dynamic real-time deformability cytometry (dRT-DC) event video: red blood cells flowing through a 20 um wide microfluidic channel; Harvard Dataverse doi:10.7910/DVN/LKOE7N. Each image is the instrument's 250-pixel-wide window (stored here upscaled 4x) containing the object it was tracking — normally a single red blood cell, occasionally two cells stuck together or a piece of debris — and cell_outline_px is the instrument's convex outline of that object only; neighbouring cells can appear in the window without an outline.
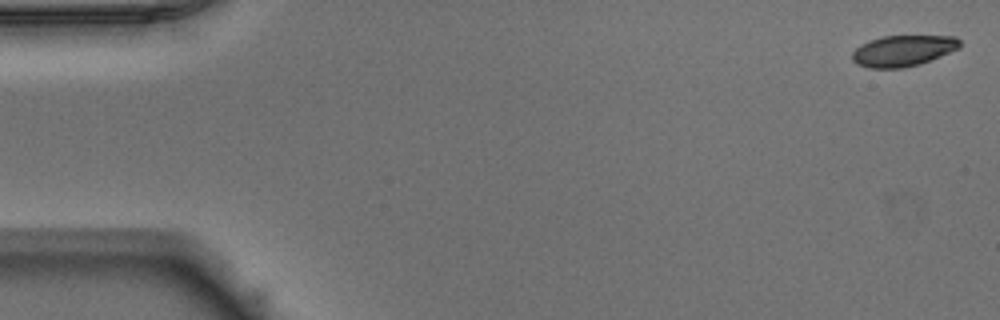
{"species": "Egyptian fruit bat (a non-hibernating species)", "species_latin": "Rousettus aegyptiacus", "temperature_condition": "warm", "stored_images_in_passage": 50, "camera_frame_rate_fps": 3000, "um_per_image_px": 0.085, "animal": {"sex": "male"}, "frame": {"image": 1, "passage_image": 1, "time_ms": 0.0, "image_size_px": [1000, 320], "cell_outline_px": [[960, 48], [920, 64], [904, 68], [868, 68], [856, 64], [852, 60], [852, 52], [860, 44], [868, 40], [884, 36], [956, 36], [960, 40]], "centroid_in_image_um": [76.73, 4.31], "position_along_channel_um": 8.3, "area_um2": 19.59}}
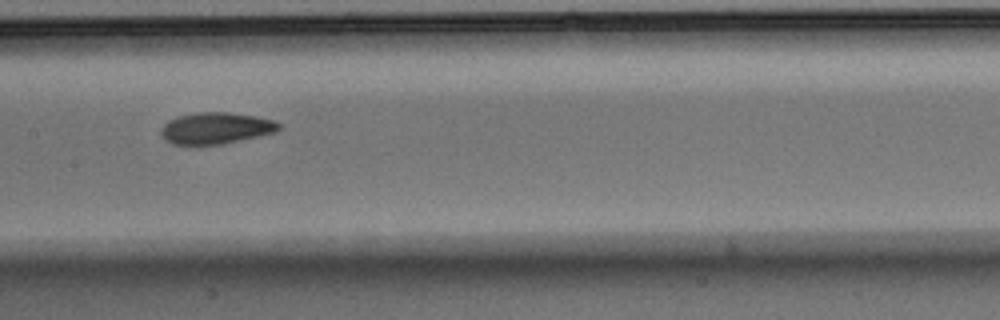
{"frame": {"image": 2, "passage_image": 25, "time_ms": 8.0, "image_size_px": [1000, 320], "cell_outline_px": [[280, 128], [276, 132], [224, 144], [196, 148], [172, 144], [164, 140], [160, 132], [164, 124], [168, 120], [176, 116], [196, 112], [228, 112], [256, 116], [272, 120], [280, 124]], "centroid_in_image_um": [18.27, 10.94], "position_along_channel_um": 189.1, "area_um2": 22.43}}
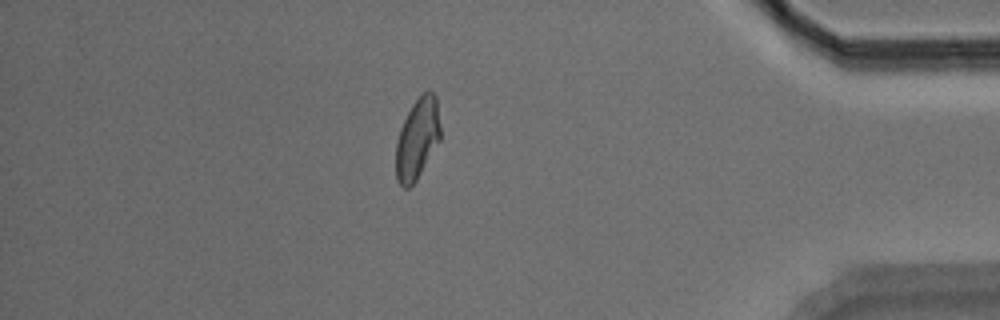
{"frame": {"image": 3, "passage_image": 44, "time_ms": 14.333, "image_size_px": [1000, 320], "cell_outline_px": [[440, 140], [416, 180], [408, 188], [404, 188], [396, 180], [396, 140], [400, 128], [412, 104], [428, 88], [436, 96], [440, 124]], "centroid_in_image_um": [35.47, 11.78], "position_along_channel_um": 399.7, "area_um2": 20.92}}